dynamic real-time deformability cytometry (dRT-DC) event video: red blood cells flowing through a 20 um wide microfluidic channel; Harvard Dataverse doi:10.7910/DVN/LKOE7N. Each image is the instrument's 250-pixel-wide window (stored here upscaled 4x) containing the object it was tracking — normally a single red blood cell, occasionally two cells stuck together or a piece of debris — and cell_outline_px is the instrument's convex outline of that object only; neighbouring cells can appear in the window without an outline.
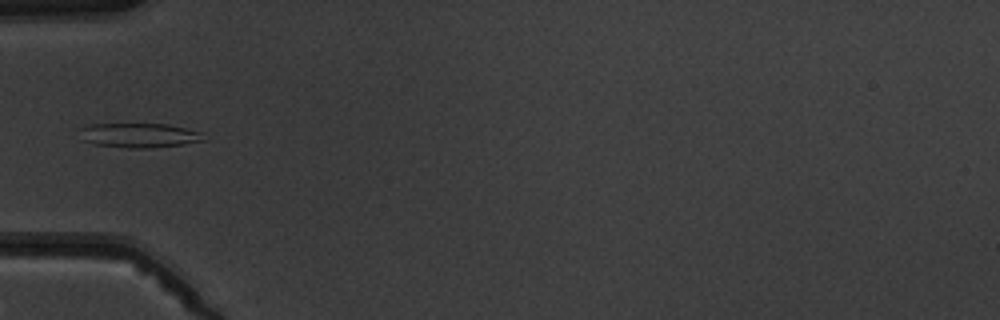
{"species": "common noctule bat (a hibernating species)", "species_latin": "Nyctalus noctula", "temperature_condition": "warm", "stored_images_in_passage": 4, "camera_frame_rate_fps": 3000, "um_per_image_px": 0.085, "animal": {"sex": "male", "body_mass_g": 19.5, "forearm_length_mm": 54.6}, "frame": {"image": 1, "passage_image": 4, "time_ms": 3.667, "image_size_px": [1000, 320], "cell_outline_px": [[204, 140], [184, 144], [152, 148], [128, 148], [92, 144], [84, 140], [76, 128], [92, 124], [168, 124], [204, 132]], "centroid_in_image_um": [11.82, 11.5], "position_along_channel_um": 73.2, "area_um2": 17.92}}